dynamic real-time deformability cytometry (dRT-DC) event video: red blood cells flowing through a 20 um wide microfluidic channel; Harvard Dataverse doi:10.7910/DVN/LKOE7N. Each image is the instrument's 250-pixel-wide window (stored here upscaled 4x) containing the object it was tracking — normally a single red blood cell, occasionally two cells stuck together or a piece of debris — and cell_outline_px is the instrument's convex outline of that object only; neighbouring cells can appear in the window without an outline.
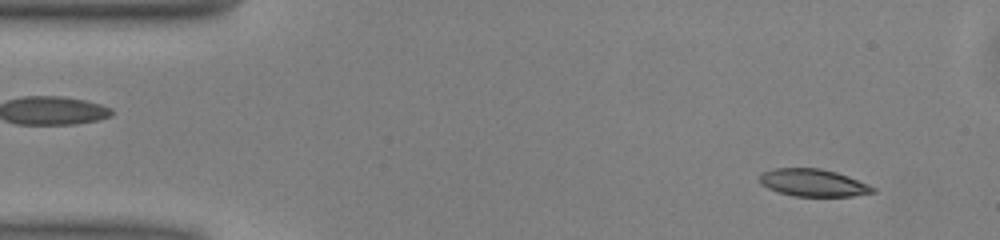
{"species": "common noctule bat (a hibernating species)", "species_latin": "Nyctalus noctula", "temperature_condition": "warm", "stored_images_in_passage": 49, "camera_frame_rate_fps": 3000, "um_per_image_px": 0.085, "animal": {"sex": "male", "body_mass_g": 13.0, "forearm_length_mm": 53.1}, "frame": {"image": 1, "passage_image": 3, "time_ms": 0.667, "image_size_px": [1000, 240], "cell_outline_px": [[876, 192], [852, 196], [792, 196], [776, 192], [760, 184], [760, 172], [772, 168], [820, 168], [836, 172], [848, 176], [868, 184], [876, 188]], "centroid_in_image_um": [69.09, 15.53], "position_along_channel_um": 15.9, "area_um2": 18.26}}
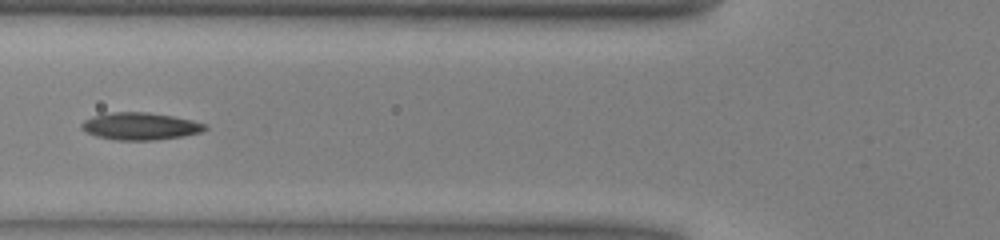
{"frame": {"image": 2, "passage_image": 17, "time_ms": 5.333, "image_size_px": [1000, 240], "cell_outline_px": [[208, 128], [200, 132], [184, 136], [156, 140], [116, 140], [96, 136], [80, 128], [80, 124], [84, 120], [92, 116], [112, 112], [148, 112], [172, 116], [192, 120], [208, 124]], "centroid_in_image_um": [11.93, 10.73], "position_along_channel_um": 113.9, "area_um2": 19.71}}
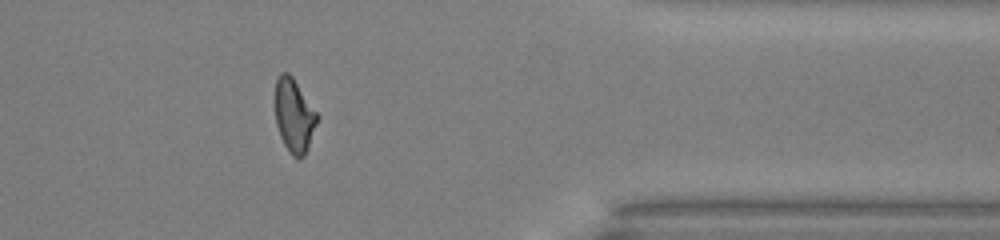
{"frame": {"image": 3, "passage_image": 39, "time_ms": 12.667, "image_size_px": [1000, 240], "cell_outline_px": [[316, 124], [308, 148], [304, 156], [300, 160], [296, 160], [292, 156], [284, 144], [280, 136], [276, 124], [272, 100], [276, 80], [280, 72], [288, 72], [292, 76], [316, 112]], "centroid_in_image_um": [24.92, 9.82], "position_along_channel_um": 386.5, "area_um2": 18.32}, "authors_computed_cell_mechanics": {"area_um2": 18.6694, "velocity_mm_per_s": 4.0432, "shape_relaxation_time_tau1_ms": 5.676, "shape_relaxation_time_tau2_ms": 3.2785, "deformation_change_tau1": 0.1911, "deformation_change_tau2": 0.1142}}